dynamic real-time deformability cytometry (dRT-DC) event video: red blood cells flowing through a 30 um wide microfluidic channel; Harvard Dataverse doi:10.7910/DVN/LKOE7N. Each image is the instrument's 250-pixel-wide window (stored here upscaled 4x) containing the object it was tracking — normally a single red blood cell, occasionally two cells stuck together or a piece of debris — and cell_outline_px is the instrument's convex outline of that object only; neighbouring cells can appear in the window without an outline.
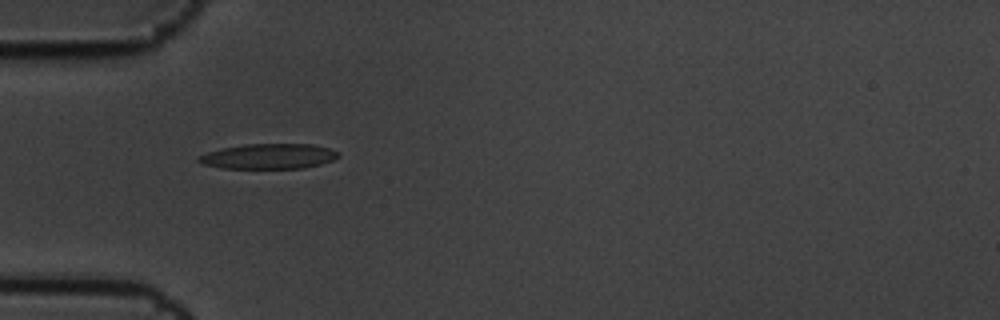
{"species": "common noctule bat (a hibernating species)", "species_latin": "Nyctalus noctula", "temperature_condition": "cold", "stored_images_in_passage": 7, "camera_frame_rate_fps": 3000, "um_per_image_px": 0.085, "animal": {"sex": "male", "body_mass_g": 19.5, "forearm_length_mm": 54.6}, "frame": {"image": 1, "passage_image": 6, "time_ms": 1.667, "image_size_px": [1000, 320], "cell_outline_px": [[340, 156], [332, 160], [320, 164], [304, 168], [220, 168], [204, 164], [196, 160], [196, 156], [220, 148], [244, 144], [312, 144], [328, 148], [340, 152]], "centroid_in_image_um": [22.82, 13.28], "position_along_channel_um": 62.2, "area_um2": 20.58}}
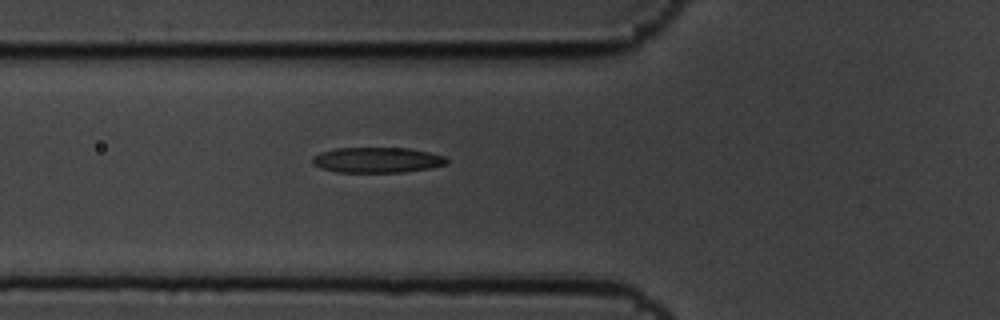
{"frame": {"image": 2, "passage_image": 7, "time_ms": 2.0, "image_size_px": [1000, 320], "cell_outline_px": [[448, 164], [428, 168], [404, 172], [336, 172], [320, 168], [312, 164], [312, 156], [320, 152], [336, 148], [408, 148], [428, 152], [444, 156], [448, 160]], "centroid_in_image_um": [32.02, 13.6], "position_along_channel_um": 93.8, "area_um2": 19.94}}